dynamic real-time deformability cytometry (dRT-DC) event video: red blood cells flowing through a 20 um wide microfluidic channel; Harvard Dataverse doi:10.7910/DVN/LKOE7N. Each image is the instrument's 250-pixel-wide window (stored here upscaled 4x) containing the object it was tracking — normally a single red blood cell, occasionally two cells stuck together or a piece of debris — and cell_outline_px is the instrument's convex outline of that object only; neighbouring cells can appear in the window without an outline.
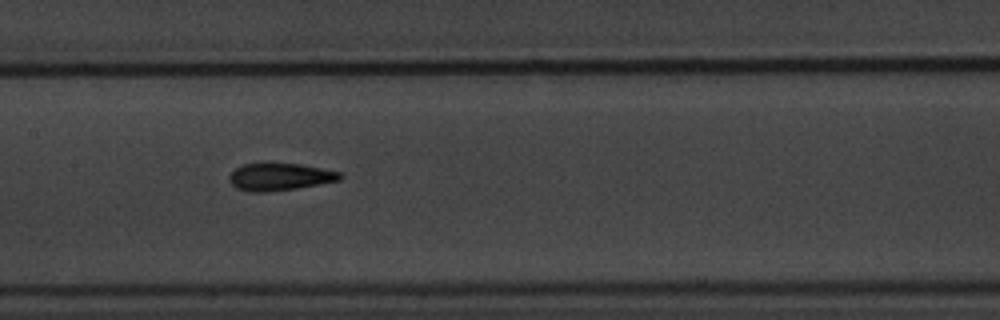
{"species": "common noctule bat (a hibernating species)", "species_latin": "Nyctalus noctula", "temperature_condition": "warm", "stored_images_in_passage": 8, "camera_frame_rate_fps": 3000, "um_per_image_px": 0.085, "animal": {"sex": "male", "body_mass_g": 20.1, "forearm_length_mm": 53.5}, "frame": {"image": 1, "passage_image": 7, "time_ms": 7.0, "image_size_px": [1000, 320], "cell_outline_px": [[344, 176], [340, 180], [320, 184], [296, 188], [268, 192], [252, 192], [236, 188], [228, 180], [228, 176], [236, 168], [244, 164], [300, 164], [344, 172]], "centroid_in_image_um": [23.83, 15.04], "position_along_channel_um": 183.6, "area_um2": 17.63}}
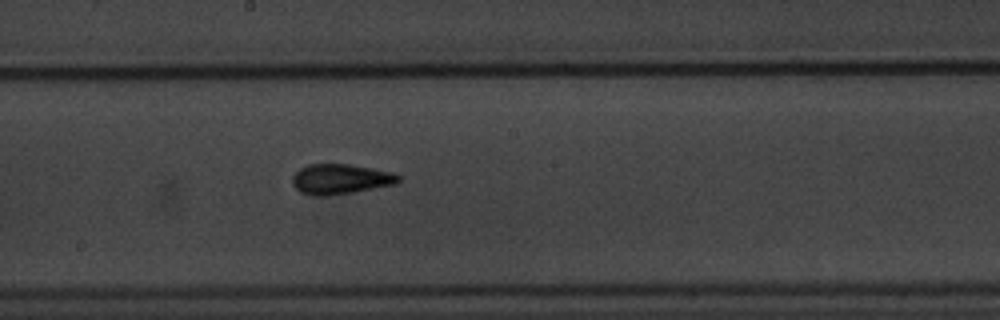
{"frame": {"image": 2, "passage_image": 8, "time_ms": 8.0, "image_size_px": [1000, 320], "cell_outline_px": [[400, 180], [396, 184], [352, 192], [324, 196], [308, 196], [300, 192], [292, 184], [292, 176], [300, 168], [308, 164], [348, 164], [372, 168], [392, 172], [400, 176]], "centroid_in_image_um": [28.91, 15.22], "position_along_channel_um": 219.3, "area_um2": 18.67}}